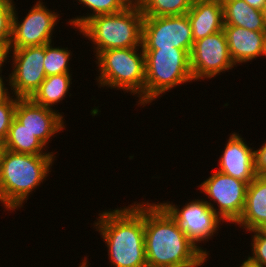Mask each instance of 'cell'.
I'll return each instance as SVG.
<instances>
[{
	"instance_id": "cell-9",
	"label": "cell",
	"mask_w": 266,
	"mask_h": 267,
	"mask_svg": "<svg viewBox=\"0 0 266 267\" xmlns=\"http://www.w3.org/2000/svg\"><path fill=\"white\" fill-rule=\"evenodd\" d=\"M9 54L13 60V71L8 76L9 80H6L11 87L10 92L18 98H30L46 78L43 66L45 45L8 49L6 61L9 60Z\"/></svg>"
},
{
	"instance_id": "cell-6",
	"label": "cell",
	"mask_w": 266,
	"mask_h": 267,
	"mask_svg": "<svg viewBox=\"0 0 266 267\" xmlns=\"http://www.w3.org/2000/svg\"><path fill=\"white\" fill-rule=\"evenodd\" d=\"M145 53L144 106L169 90L194 81L190 54L184 49L143 48Z\"/></svg>"
},
{
	"instance_id": "cell-24",
	"label": "cell",
	"mask_w": 266,
	"mask_h": 267,
	"mask_svg": "<svg viewBox=\"0 0 266 267\" xmlns=\"http://www.w3.org/2000/svg\"><path fill=\"white\" fill-rule=\"evenodd\" d=\"M252 256H247L245 262L251 267H266V228L252 230Z\"/></svg>"
},
{
	"instance_id": "cell-30",
	"label": "cell",
	"mask_w": 266,
	"mask_h": 267,
	"mask_svg": "<svg viewBox=\"0 0 266 267\" xmlns=\"http://www.w3.org/2000/svg\"><path fill=\"white\" fill-rule=\"evenodd\" d=\"M127 7L141 8L143 0H121Z\"/></svg>"
},
{
	"instance_id": "cell-17",
	"label": "cell",
	"mask_w": 266,
	"mask_h": 267,
	"mask_svg": "<svg viewBox=\"0 0 266 267\" xmlns=\"http://www.w3.org/2000/svg\"><path fill=\"white\" fill-rule=\"evenodd\" d=\"M235 224L246 232L266 228V176L257 175L248 185L245 207Z\"/></svg>"
},
{
	"instance_id": "cell-10",
	"label": "cell",
	"mask_w": 266,
	"mask_h": 267,
	"mask_svg": "<svg viewBox=\"0 0 266 267\" xmlns=\"http://www.w3.org/2000/svg\"><path fill=\"white\" fill-rule=\"evenodd\" d=\"M14 5L12 17V35L8 49H21L52 43L53 29L59 22V14L47 9L42 0H38L24 19L18 20Z\"/></svg>"
},
{
	"instance_id": "cell-8",
	"label": "cell",
	"mask_w": 266,
	"mask_h": 267,
	"mask_svg": "<svg viewBox=\"0 0 266 267\" xmlns=\"http://www.w3.org/2000/svg\"><path fill=\"white\" fill-rule=\"evenodd\" d=\"M169 215L178 223L187 237L207 256L209 251L198 244L211 239L218 232L219 225L224 221L203 199H195L180 209L177 204L169 202L159 203ZM222 222V223H221Z\"/></svg>"
},
{
	"instance_id": "cell-32",
	"label": "cell",
	"mask_w": 266,
	"mask_h": 267,
	"mask_svg": "<svg viewBox=\"0 0 266 267\" xmlns=\"http://www.w3.org/2000/svg\"><path fill=\"white\" fill-rule=\"evenodd\" d=\"M5 51L0 48V64L5 60Z\"/></svg>"
},
{
	"instance_id": "cell-33",
	"label": "cell",
	"mask_w": 266,
	"mask_h": 267,
	"mask_svg": "<svg viewBox=\"0 0 266 267\" xmlns=\"http://www.w3.org/2000/svg\"><path fill=\"white\" fill-rule=\"evenodd\" d=\"M88 260H87V257L84 258V260L82 261V263L80 262V265L79 267H88Z\"/></svg>"
},
{
	"instance_id": "cell-11",
	"label": "cell",
	"mask_w": 266,
	"mask_h": 267,
	"mask_svg": "<svg viewBox=\"0 0 266 267\" xmlns=\"http://www.w3.org/2000/svg\"><path fill=\"white\" fill-rule=\"evenodd\" d=\"M194 40L186 14L177 16L144 17L143 48H178L189 54Z\"/></svg>"
},
{
	"instance_id": "cell-25",
	"label": "cell",
	"mask_w": 266,
	"mask_h": 267,
	"mask_svg": "<svg viewBox=\"0 0 266 267\" xmlns=\"http://www.w3.org/2000/svg\"><path fill=\"white\" fill-rule=\"evenodd\" d=\"M13 0H0V48L8 50L12 35Z\"/></svg>"
},
{
	"instance_id": "cell-23",
	"label": "cell",
	"mask_w": 266,
	"mask_h": 267,
	"mask_svg": "<svg viewBox=\"0 0 266 267\" xmlns=\"http://www.w3.org/2000/svg\"><path fill=\"white\" fill-rule=\"evenodd\" d=\"M54 44L45 45L44 71L46 77L63 73H70L69 60L72 56L68 48L54 47Z\"/></svg>"
},
{
	"instance_id": "cell-1",
	"label": "cell",
	"mask_w": 266,
	"mask_h": 267,
	"mask_svg": "<svg viewBox=\"0 0 266 267\" xmlns=\"http://www.w3.org/2000/svg\"><path fill=\"white\" fill-rule=\"evenodd\" d=\"M144 240L148 267H201L208 258L156 202H144Z\"/></svg>"
},
{
	"instance_id": "cell-14",
	"label": "cell",
	"mask_w": 266,
	"mask_h": 267,
	"mask_svg": "<svg viewBox=\"0 0 266 267\" xmlns=\"http://www.w3.org/2000/svg\"><path fill=\"white\" fill-rule=\"evenodd\" d=\"M238 133L230 134L226 142L217 171L246 182L248 185L257 176L255 171V150L247 145Z\"/></svg>"
},
{
	"instance_id": "cell-3",
	"label": "cell",
	"mask_w": 266,
	"mask_h": 267,
	"mask_svg": "<svg viewBox=\"0 0 266 267\" xmlns=\"http://www.w3.org/2000/svg\"><path fill=\"white\" fill-rule=\"evenodd\" d=\"M54 159L55 155H30L4 150L0 162V203L7 211L23 207L32 191L50 174Z\"/></svg>"
},
{
	"instance_id": "cell-7",
	"label": "cell",
	"mask_w": 266,
	"mask_h": 267,
	"mask_svg": "<svg viewBox=\"0 0 266 267\" xmlns=\"http://www.w3.org/2000/svg\"><path fill=\"white\" fill-rule=\"evenodd\" d=\"M197 187L210 199H205L206 203L224 222L234 224L239 220L246 202V182L215 170Z\"/></svg>"
},
{
	"instance_id": "cell-13",
	"label": "cell",
	"mask_w": 266,
	"mask_h": 267,
	"mask_svg": "<svg viewBox=\"0 0 266 267\" xmlns=\"http://www.w3.org/2000/svg\"><path fill=\"white\" fill-rule=\"evenodd\" d=\"M15 118L45 146L59 131L65 129L62 113L34 103L30 98H19Z\"/></svg>"
},
{
	"instance_id": "cell-2",
	"label": "cell",
	"mask_w": 266,
	"mask_h": 267,
	"mask_svg": "<svg viewBox=\"0 0 266 267\" xmlns=\"http://www.w3.org/2000/svg\"><path fill=\"white\" fill-rule=\"evenodd\" d=\"M136 203L105 210L93 223L104 239L108 259L113 267H148L144 240V202Z\"/></svg>"
},
{
	"instance_id": "cell-20",
	"label": "cell",
	"mask_w": 266,
	"mask_h": 267,
	"mask_svg": "<svg viewBox=\"0 0 266 267\" xmlns=\"http://www.w3.org/2000/svg\"><path fill=\"white\" fill-rule=\"evenodd\" d=\"M70 73L51 75L45 78L30 99L41 106L52 107L66 98L72 84Z\"/></svg>"
},
{
	"instance_id": "cell-28",
	"label": "cell",
	"mask_w": 266,
	"mask_h": 267,
	"mask_svg": "<svg viewBox=\"0 0 266 267\" xmlns=\"http://www.w3.org/2000/svg\"><path fill=\"white\" fill-rule=\"evenodd\" d=\"M6 60H4L1 64H0V74L2 73V67H3V63H5ZM3 75L1 74L0 75V102H3V101H7L9 100L12 95V93L9 92V89L10 87H6L4 84L5 81L3 78H5L4 76L2 77ZM9 88V89H8Z\"/></svg>"
},
{
	"instance_id": "cell-27",
	"label": "cell",
	"mask_w": 266,
	"mask_h": 267,
	"mask_svg": "<svg viewBox=\"0 0 266 267\" xmlns=\"http://www.w3.org/2000/svg\"><path fill=\"white\" fill-rule=\"evenodd\" d=\"M255 171L259 176H266V141L255 150Z\"/></svg>"
},
{
	"instance_id": "cell-18",
	"label": "cell",
	"mask_w": 266,
	"mask_h": 267,
	"mask_svg": "<svg viewBox=\"0 0 266 267\" xmlns=\"http://www.w3.org/2000/svg\"><path fill=\"white\" fill-rule=\"evenodd\" d=\"M224 25L239 26L250 31H266L262 11L244 0H221Z\"/></svg>"
},
{
	"instance_id": "cell-21",
	"label": "cell",
	"mask_w": 266,
	"mask_h": 267,
	"mask_svg": "<svg viewBox=\"0 0 266 267\" xmlns=\"http://www.w3.org/2000/svg\"><path fill=\"white\" fill-rule=\"evenodd\" d=\"M192 3L193 0H143L141 11L144 17L184 15Z\"/></svg>"
},
{
	"instance_id": "cell-34",
	"label": "cell",
	"mask_w": 266,
	"mask_h": 267,
	"mask_svg": "<svg viewBox=\"0 0 266 267\" xmlns=\"http://www.w3.org/2000/svg\"><path fill=\"white\" fill-rule=\"evenodd\" d=\"M262 15H263V17H264V21H265V24H266V3H265V5H264V7L262 8Z\"/></svg>"
},
{
	"instance_id": "cell-4",
	"label": "cell",
	"mask_w": 266,
	"mask_h": 267,
	"mask_svg": "<svg viewBox=\"0 0 266 267\" xmlns=\"http://www.w3.org/2000/svg\"><path fill=\"white\" fill-rule=\"evenodd\" d=\"M144 16L141 8L90 18L78 31L93 43L97 56L101 51L142 47Z\"/></svg>"
},
{
	"instance_id": "cell-22",
	"label": "cell",
	"mask_w": 266,
	"mask_h": 267,
	"mask_svg": "<svg viewBox=\"0 0 266 267\" xmlns=\"http://www.w3.org/2000/svg\"><path fill=\"white\" fill-rule=\"evenodd\" d=\"M77 1V0H76ZM79 4L91 9L86 16L69 19V24L79 30L90 18L97 15L115 14L127 8L121 0H78ZM93 10V11H92Z\"/></svg>"
},
{
	"instance_id": "cell-15",
	"label": "cell",
	"mask_w": 266,
	"mask_h": 267,
	"mask_svg": "<svg viewBox=\"0 0 266 267\" xmlns=\"http://www.w3.org/2000/svg\"><path fill=\"white\" fill-rule=\"evenodd\" d=\"M223 31L230 57L235 65L252 62L260 56H266V31H250L231 25H224Z\"/></svg>"
},
{
	"instance_id": "cell-19",
	"label": "cell",
	"mask_w": 266,
	"mask_h": 267,
	"mask_svg": "<svg viewBox=\"0 0 266 267\" xmlns=\"http://www.w3.org/2000/svg\"><path fill=\"white\" fill-rule=\"evenodd\" d=\"M5 149L30 155H54V152H44L46 147L33 133L25 128L15 117L13 118L7 137L4 140ZM45 147V148H44Z\"/></svg>"
},
{
	"instance_id": "cell-12",
	"label": "cell",
	"mask_w": 266,
	"mask_h": 267,
	"mask_svg": "<svg viewBox=\"0 0 266 267\" xmlns=\"http://www.w3.org/2000/svg\"><path fill=\"white\" fill-rule=\"evenodd\" d=\"M234 66L223 30L194 42L190 53V68L194 82L205 78L212 79L221 72L232 70Z\"/></svg>"
},
{
	"instance_id": "cell-31",
	"label": "cell",
	"mask_w": 266,
	"mask_h": 267,
	"mask_svg": "<svg viewBox=\"0 0 266 267\" xmlns=\"http://www.w3.org/2000/svg\"><path fill=\"white\" fill-rule=\"evenodd\" d=\"M4 150H5L4 141L0 139V162H1V157H2Z\"/></svg>"
},
{
	"instance_id": "cell-29",
	"label": "cell",
	"mask_w": 266,
	"mask_h": 267,
	"mask_svg": "<svg viewBox=\"0 0 266 267\" xmlns=\"http://www.w3.org/2000/svg\"><path fill=\"white\" fill-rule=\"evenodd\" d=\"M249 6L256 8L258 10H262L264 7L266 0H244Z\"/></svg>"
},
{
	"instance_id": "cell-5",
	"label": "cell",
	"mask_w": 266,
	"mask_h": 267,
	"mask_svg": "<svg viewBox=\"0 0 266 267\" xmlns=\"http://www.w3.org/2000/svg\"><path fill=\"white\" fill-rule=\"evenodd\" d=\"M141 48V49H140ZM140 49V50H139ZM99 76L98 87L130 92L144 106L145 53L143 47L118 48L101 51L95 56Z\"/></svg>"
},
{
	"instance_id": "cell-16",
	"label": "cell",
	"mask_w": 266,
	"mask_h": 267,
	"mask_svg": "<svg viewBox=\"0 0 266 267\" xmlns=\"http://www.w3.org/2000/svg\"><path fill=\"white\" fill-rule=\"evenodd\" d=\"M186 15L190 21L194 42L223 30L221 0H193Z\"/></svg>"
},
{
	"instance_id": "cell-35",
	"label": "cell",
	"mask_w": 266,
	"mask_h": 267,
	"mask_svg": "<svg viewBox=\"0 0 266 267\" xmlns=\"http://www.w3.org/2000/svg\"><path fill=\"white\" fill-rule=\"evenodd\" d=\"M239 267H251V266H249L245 261H243V263Z\"/></svg>"
},
{
	"instance_id": "cell-26",
	"label": "cell",
	"mask_w": 266,
	"mask_h": 267,
	"mask_svg": "<svg viewBox=\"0 0 266 267\" xmlns=\"http://www.w3.org/2000/svg\"><path fill=\"white\" fill-rule=\"evenodd\" d=\"M14 95L7 101L0 102V139L5 140L13 118L18 97Z\"/></svg>"
}]
</instances>
